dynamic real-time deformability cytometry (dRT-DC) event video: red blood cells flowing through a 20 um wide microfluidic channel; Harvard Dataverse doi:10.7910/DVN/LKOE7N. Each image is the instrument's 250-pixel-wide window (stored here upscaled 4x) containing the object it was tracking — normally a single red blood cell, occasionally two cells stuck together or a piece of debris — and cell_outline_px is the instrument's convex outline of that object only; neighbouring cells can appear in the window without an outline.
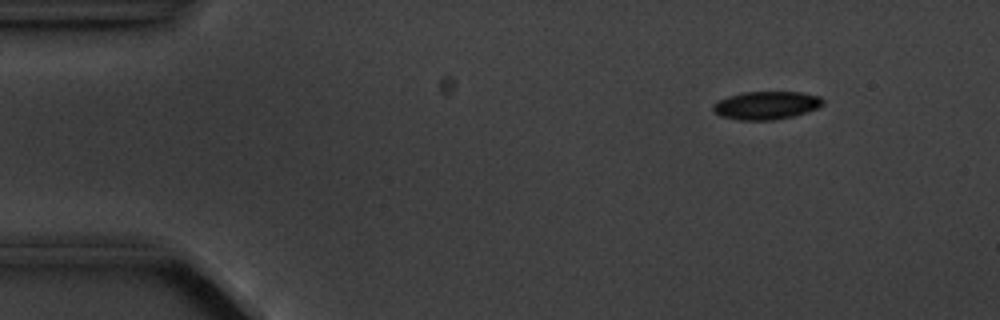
{"species": "common noctule bat (a hibernating species)", "species_latin": "Nyctalus noctula", "temperature_condition": "cold", "stored_images_in_passage": 5, "camera_frame_rate_fps": 3000, "um_per_image_px": 0.085, "animal": {"sex": "male", "body_mass_g": 20.1, "forearm_length_mm": 53.5}, "frame": {"image": 1, "passage_image": 2, "time_ms": 1.0, "image_size_px": [1000, 320], "cell_outline_px": [[824, 104], [816, 108], [792, 116], [772, 120], [740, 120], [720, 116], [712, 108], [712, 104], [716, 100], [728, 96], [744, 92], [800, 92], [820, 96], [824, 100]], "centroid_in_image_um": [65.1, 8.94], "position_along_channel_um": 19.9, "area_um2": 17.92}}